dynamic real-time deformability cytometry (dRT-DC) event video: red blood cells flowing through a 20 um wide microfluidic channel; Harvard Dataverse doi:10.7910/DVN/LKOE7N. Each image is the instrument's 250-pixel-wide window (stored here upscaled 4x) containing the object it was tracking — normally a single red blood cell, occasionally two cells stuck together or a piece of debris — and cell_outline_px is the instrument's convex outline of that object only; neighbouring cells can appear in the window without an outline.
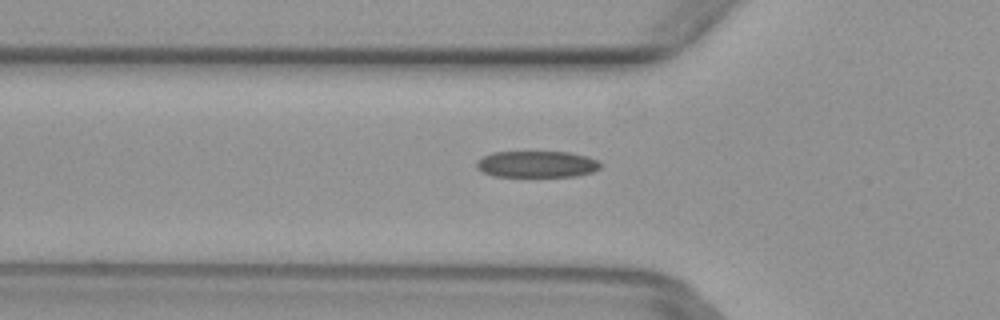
{"species": "common noctule bat (a hibernating species)", "species_latin": "Nyctalus noctula", "temperature_condition": "warm", "stored_images_in_passage": 43, "camera_frame_rate_fps": 3000, "um_per_image_px": 0.085, "animal": {"sex": "female", "body_mass_g": 29.2, "forearm_length_mm": 56.3}, "frame": {"image": 1, "passage_image": 10, "time_ms": 3.0, "image_size_px": [1000, 320], "cell_outline_px": [[600, 168], [592, 172], [576, 176], [492, 176], [476, 168], [476, 160], [492, 152], [568, 152], [588, 156], [596, 160], [600, 164]], "centroid_in_image_um": [45.61, 13.95], "position_along_channel_um": 80.2, "area_um2": 19.07}}
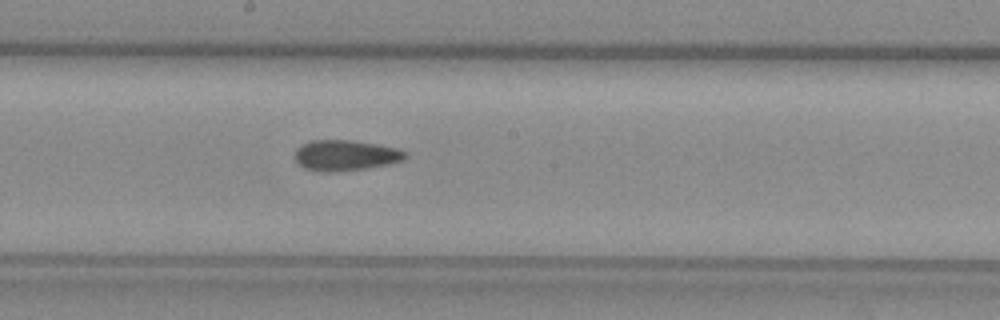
{"frame": {"image": 2, "passage_image": 20, "time_ms": 6.333, "image_size_px": [1000, 320], "cell_outline_px": [[408, 156], [404, 160], [388, 164], [364, 168], [332, 172], [316, 172], [304, 168], [296, 160], [296, 148], [312, 140], [352, 140], [376, 144], [396, 148], [408, 152]], "centroid_in_image_um": [29.38, 13.21], "position_along_channel_um": 218.8, "area_um2": 19.65}}
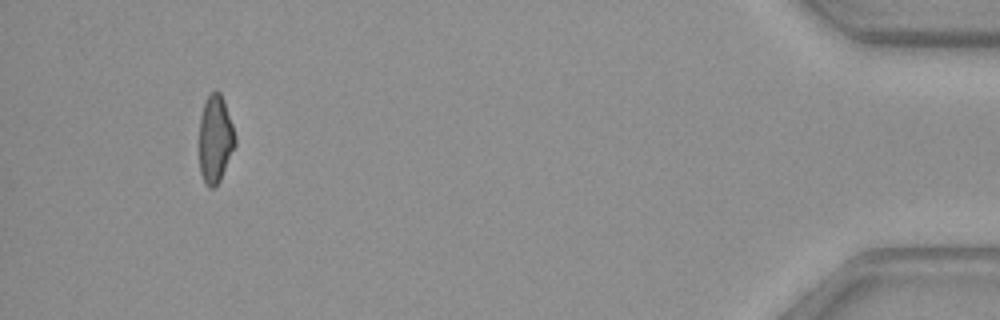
{"frame": {"image": 3, "passage_image": 40, "time_ms": 13.0, "image_size_px": [1000, 320], "cell_outline_px": [[236, 144], [220, 180], [212, 188], [208, 188], [204, 184], [200, 172], [200, 116], [204, 104], [208, 96], [212, 92], [220, 92], [224, 100], [236, 136]], "centroid_in_image_um": [18.3, 11.84], "position_along_channel_um": 416.9, "area_um2": 18.21}}